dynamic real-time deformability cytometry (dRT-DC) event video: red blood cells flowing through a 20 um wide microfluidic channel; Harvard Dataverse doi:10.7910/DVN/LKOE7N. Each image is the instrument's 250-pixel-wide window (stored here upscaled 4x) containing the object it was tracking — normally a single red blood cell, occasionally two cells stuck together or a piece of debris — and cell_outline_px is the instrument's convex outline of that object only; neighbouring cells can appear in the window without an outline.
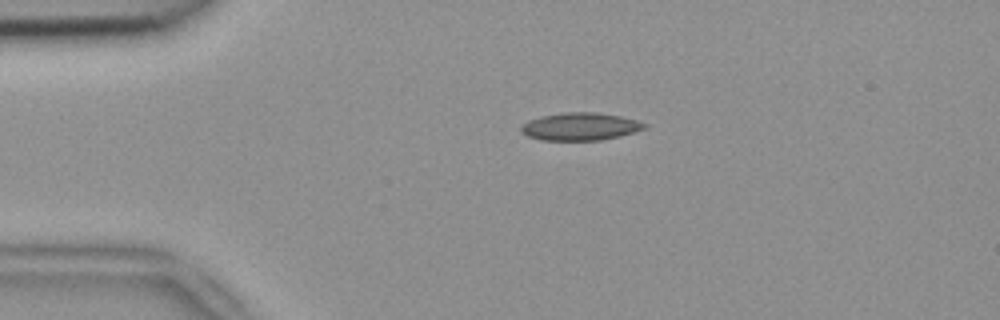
{"species": "common noctule bat (a hibernating species)", "species_latin": "Nyctalus noctula", "temperature_condition": "room temperature", "stored_images_in_passage": 42, "camera_frame_rate_fps": 3000, "um_per_image_px": 0.085, "animal": {"sex": "female", "body_mass_g": 18.4}, "frame": {"image": 1, "passage_image": 1, "time_ms": 0.0, "image_size_px": [1000, 320], "cell_outline_px": [[648, 124], [644, 128], [620, 136], [600, 140], [540, 140], [528, 136], [520, 132], [520, 128], [528, 120], [540, 116], [564, 112], [596, 112], [620, 116], [636, 120]], "centroid_in_image_um": [49.28, 10.75], "position_along_channel_um": 35.7, "area_um2": 19.83}}
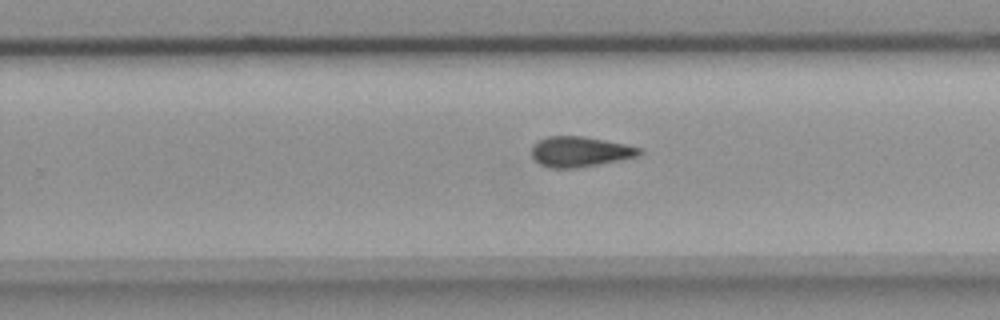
{"frame": {"image": 2, "passage_image": 23, "time_ms": 7.333, "image_size_px": [1000, 320], "cell_outline_px": [[644, 152], [640, 156], [600, 164], [576, 168], [548, 168], [540, 164], [532, 156], [532, 144], [548, 136], [580, 136], [604, 140], [624, 144], [640, 148]], "centroid_in_image_um": [49.3, 12.9], "position_along_channel_um": 280.5, "area_um2": 19.02}}
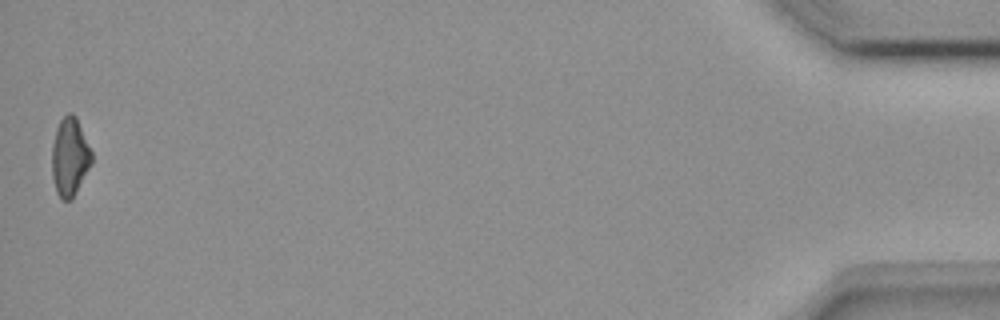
{"frame": {"image": 3, "passage_image": 42, "time_ms": 13.667, "image_size_px": [1000, 320], "cell_outline_px": [[92, 164], [72, 196], [68, 200], [64, 200], [56, 192], [52, 176], [52, 144], [56, 128], [60, 120], [68, 112], [72, 112], [76, 116], [92, 152]], "centroid_in_image_um": [5.92, 13.28], "position_along_channel_um": 429.3, "area_um2": 17.92}, "authors_computed_cell_mechanics": {"area_um2": 18.8428, "velocity_mm_per_s": 3.8403, "shape_relaxation_time_tau1_ms": null, "shape_relaxation_time_tau2_ms": 6.3181, "deformation_change_tau1": null, "deformation_change_tau2": 0.1439}}